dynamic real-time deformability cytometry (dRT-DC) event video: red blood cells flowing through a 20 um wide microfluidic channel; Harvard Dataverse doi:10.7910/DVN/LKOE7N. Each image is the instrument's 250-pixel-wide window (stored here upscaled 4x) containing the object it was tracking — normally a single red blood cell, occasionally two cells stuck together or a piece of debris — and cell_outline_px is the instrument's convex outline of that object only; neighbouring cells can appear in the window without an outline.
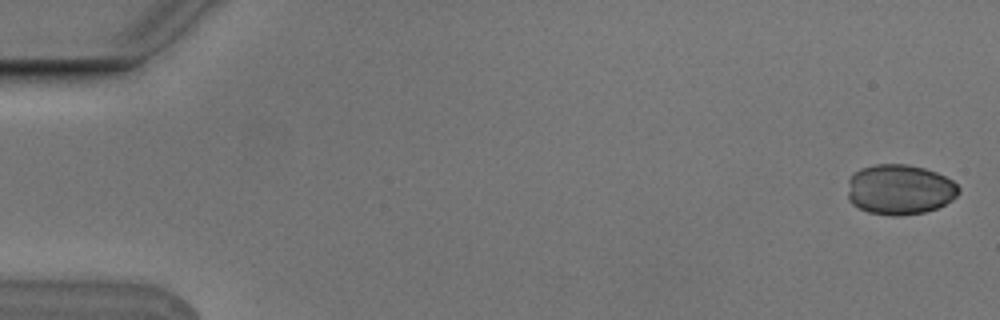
{"species": "Egyptian fruit bat (a non-hibernating species)", "species_latin": "Rousettus aegyptiacus", "temperature_condition": "cold", "stored_images_in_passage": 5, "camera_frame_rate_fps": 3000, "um_per_image_px": 0.085, "animal": {"sex": "male"}, "frame": {"image": 1, "passage_image": 1, "time_ms": 0.0, "image_size_px": [1000, 320], "cell_outline_px": [[960, 192], [952, 200], [936, 208], [924, 212], [900, 216], [892, 216], [868, 212], [852, 204], [848, 200], [848, 180], [860, 168], [876, 164], [908, 164], [924, 168], [936, 172], [952, 180], [960, 188]], "centroid_in_image_um": [76.47, 16.11], "position_along_channel_um": 8.5, "area_um2": 32.6}}
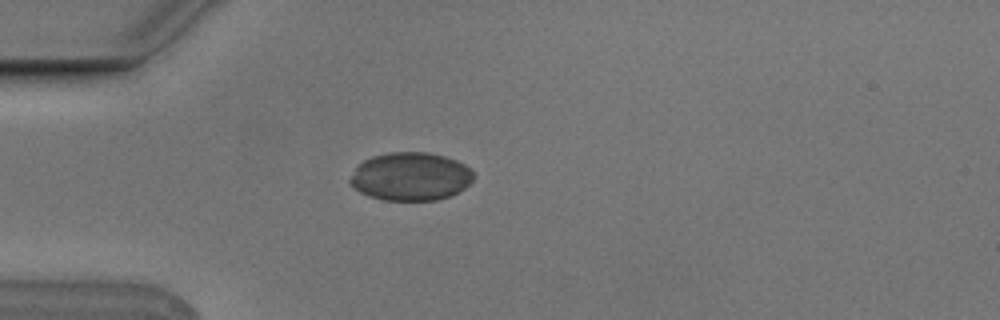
{"frame": {"image": 2, "passage_image": 5, "time_ms": 1.333, "image_size_px": [1000, 320], "cell_outline_px": [[472, 180], [464, 188], [448, 196], [436, 200], [384, 200], [368, 196], [360, 192], [348, 180], [356, 168], [364, 160], [372, 156], [388, 152], [428, 152], [444, 156], [456, 160], [464, 164], [472, 172]], "centroid_in_image_um": [34.88, 14.99], "position_along_channel_um": 50.1, "area_um2": 34.39}}